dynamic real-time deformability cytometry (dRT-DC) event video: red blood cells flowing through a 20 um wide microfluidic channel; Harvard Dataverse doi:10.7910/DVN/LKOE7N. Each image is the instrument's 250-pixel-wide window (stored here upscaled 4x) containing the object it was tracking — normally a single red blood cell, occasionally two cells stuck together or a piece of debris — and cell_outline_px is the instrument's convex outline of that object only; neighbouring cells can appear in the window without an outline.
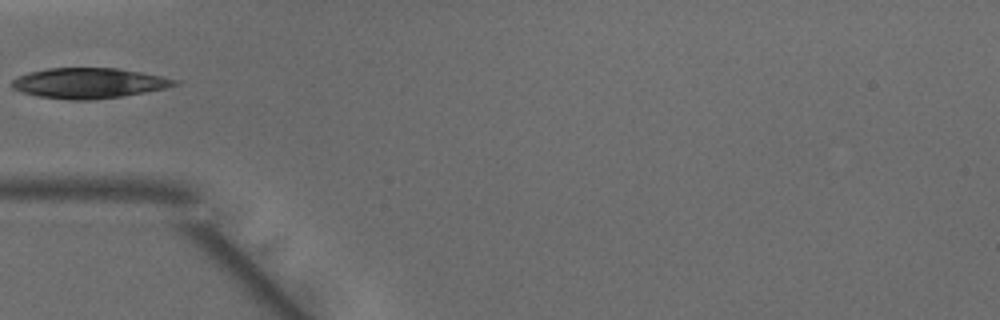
{"species": "common noctule bat (a hibernating species)", "species_latin": "Nyctalus noctula", "temperature_condition": "warm", "stored_images_in_passage": 7, "camera_frame_rate_fps": 3000, "um_per_image_px": 0.085, "animal": {"sex": "male", "body_mass_g": 15.6}, "frame": {"image": 1, "passage_image": 1, "time_ms": 0.0, "image_size_px": [1000, 320], "cell_outline_px": [[180, 84], [164, 88], [144, 92], [120, 96], [92, 100], [72, 100], [40, 96], [20, 92], [12, 88], [12, 80], [28, 72], [48, 68], [116, 68], [140, 72], [160, 76], [176, 80]], "centroid_in_image_um": [7.52, 7.06], "position_along_channel_um": 77.5, "area_um2": 28.44}}